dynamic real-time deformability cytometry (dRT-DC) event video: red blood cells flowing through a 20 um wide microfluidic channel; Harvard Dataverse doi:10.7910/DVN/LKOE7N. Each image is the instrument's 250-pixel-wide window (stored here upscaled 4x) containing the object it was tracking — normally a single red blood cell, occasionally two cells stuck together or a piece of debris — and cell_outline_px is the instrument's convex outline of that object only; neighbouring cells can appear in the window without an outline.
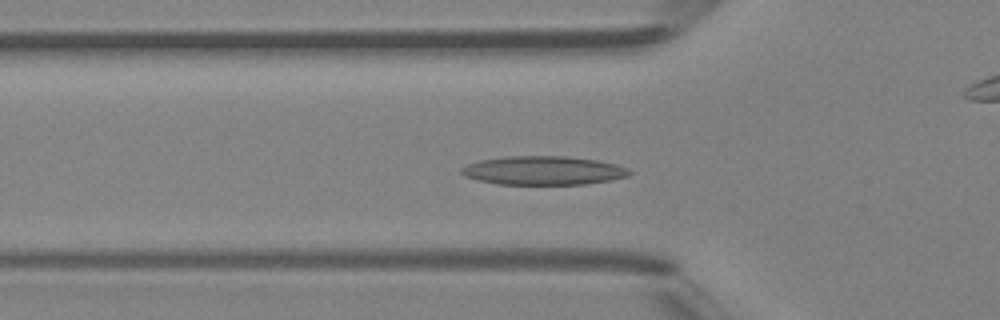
{"species": "Egyptian fruit bat (a non-hibernating species)", "species_latin": "Rousettus aegyptiacus", "temperature_condition": "room temperature", "stored_images_in_passage": 40, "camera_frame_rate_fps": 3000, "um_per_image_px": 0.085, "animal": {"sex": "female"}, "frame": {"image": 1, "passage_image": 15, "time_ms": 4.667, "image_size_px": [1000, 320], "cell_outline_px": [[632, 172], [628, 176], [612, 180], [584, 184], [496, 184], [464, 176], [460, 172], [460, 168], [468, 164], [480, 160], [504, 156], [564, 156], [596, 160], [616, 164], [628, 168]], "centroid_in_image_um": [46.18, 14.49], "position_along_channel_um": 79.6, "area_um2": 28.15}}
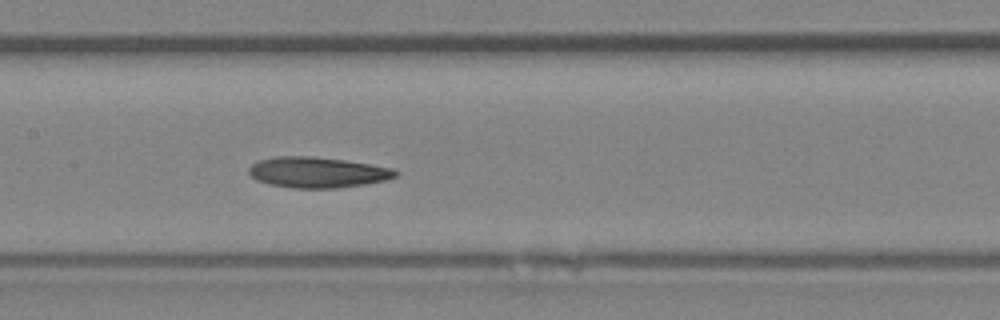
{"frame": {"image": 2, "passage_image": 22, "time_ms": 7.0, "image_size_px": [1000, 320], "cell_outline_px": [[400, 172], [396, 176], [388, 180], [364, 184], [336, 188], [292, 188], [268, 184], [256, 180], [248, 172], [248, 168], [256, 160], [276, 156], [312, 156], [344, 160], [392, 168]], "centroid_in_image_um": [26.95, 14.65], "position_along_channel_um": 180.4, "area_um2": 26.36}}
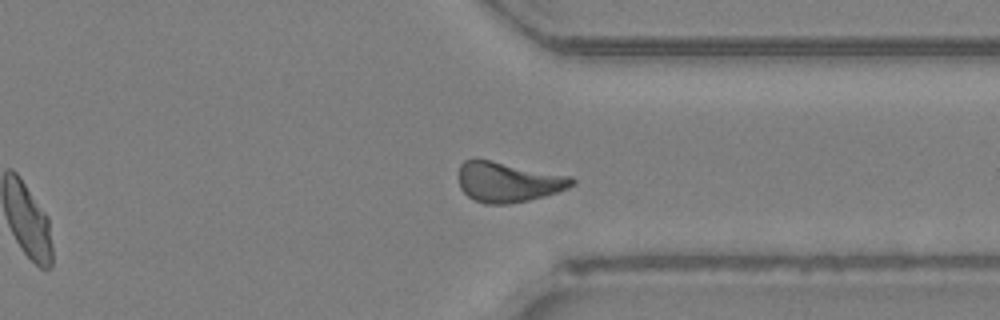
{"frame": {"image": 3, "passage_image": 35, "time_ms": 11.333, "image_size_px": [1000, 320], "cell_outline_px": [[576, 184], [568, 188], [544, 196], [528, 200], [508, 204], [484, 204], [472, 200], [460, 188], [460, 164], [464, 160], [472, 156], [572, 176], [576, 180]], "centroid_in_image_um": [43.18, 15.45], "position_along_channel_um": 368.2, "area_um2": 26.93}, "authors_computed_cell_mechanics": {"area_um2": 26.7614, "velocity_mm_per_s": 4.3272, "shape_relaxation_time_tau1_ms": 5.6729, "shape_relaxation_time_tau2_ms": 5.5154, "deformation_change_tau1": 0.1522, "deformation_change_tau2": 0.1392}}